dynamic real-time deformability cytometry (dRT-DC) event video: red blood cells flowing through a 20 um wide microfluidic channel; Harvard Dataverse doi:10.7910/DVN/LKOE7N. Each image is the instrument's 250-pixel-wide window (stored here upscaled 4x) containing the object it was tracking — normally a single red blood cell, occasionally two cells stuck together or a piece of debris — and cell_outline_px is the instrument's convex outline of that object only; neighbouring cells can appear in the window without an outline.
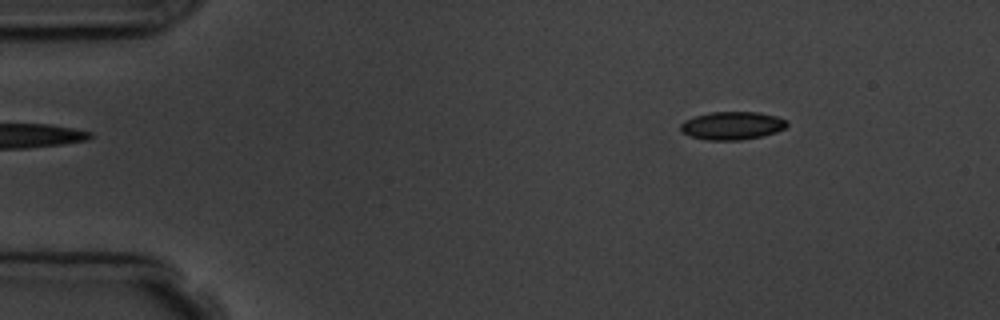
{"species": "common noctule bat (a hibernating species)", "species_latin": "Nyctalus noctula", "temperature_condition": "room temperature", "stored_images_in_passage": 2, "camera_frame_rate_fps": 3000, "um_per_image_px": 0.085, "animal": {"sex": "male", "body_mass_g": 19.5, "forearm_length_mm": 54.6}, "frame": {"image": 1, "passage_image": 2, "time_ms": 1.0, "image_size_px": [1000, 320], "cell_outline_px": [[788, 124], [784, 128], [776, 132], [760, 136], [740, 140], [704, 140], [688, 136], [680, 132], [680, 124], [684, 120], [696, 116], [712, 112], [760, 112], [776, 116], [788, 120]], "centroid_in_image_um": [62.2, 10.68], "position_along_channel_um": 22.8, "area_um2": 17.51}}